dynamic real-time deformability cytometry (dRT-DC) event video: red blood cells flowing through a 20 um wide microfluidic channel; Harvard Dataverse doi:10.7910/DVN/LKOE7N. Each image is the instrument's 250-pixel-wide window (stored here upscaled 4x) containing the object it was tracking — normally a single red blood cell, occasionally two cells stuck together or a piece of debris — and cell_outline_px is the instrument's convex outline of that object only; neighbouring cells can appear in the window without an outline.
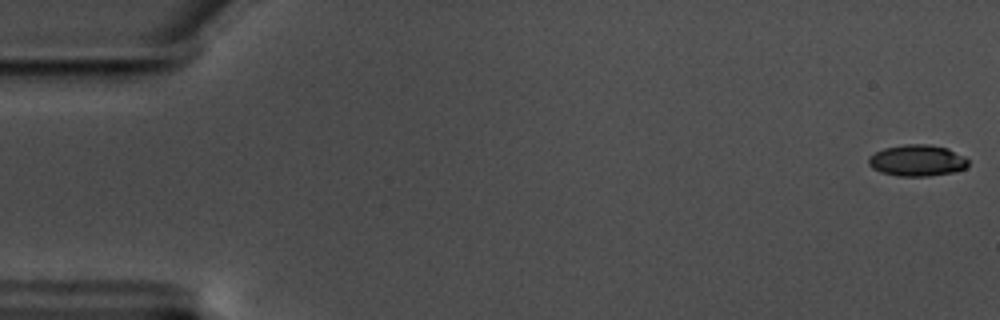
{"species": "common noctule bat (a hibernating species)", "species_latin": "Nyctalus noctula", "temperature_condition": "warm", "stored_images_in_passage": 59, "camera_frame_rate_fps": 3000, "um_per_image_px": 0.085, "animal": {"sex": "male", "body_mass_g": 17.5, "forearm_length_mm": 52.3}, "frame": {"image": 1, "passage_image": 1, "time_ms": 0.0, "image_size_px": [1000, 320], "cell_outline_px": [[968, 164], [964, 168], [952, 172], [928, 176], [896, 176], [880, 172], [872, 168], [868, 164], [868, 156], [884, 148], [904, 144], [928, 144], [948, 148], [964, 156], [968, 160]], "centroid_in_image_um": [77.93, 13.64], "position_along_channel_um": 7.1, "area_um2": 18.26}}
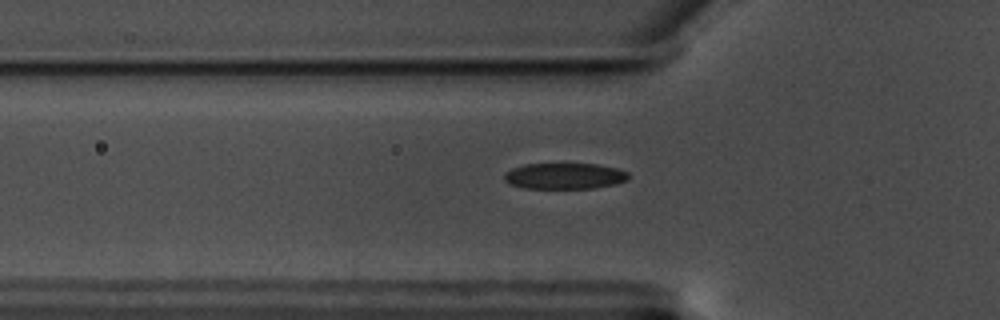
{"frame": {"image": 2, "passage_image": 20, "time_ms": 6.333, "image_size_px": [1000, 320], "cell_outline_px": [[628, 180], [616, 184], [596, 188], [524, 188], [508, 184], [504, 180], [504, 172], [512, 168], [524, 164], [596, 164], [616, 168], [628, 172]], "centroid_in_image_um": [47.96, 14.96], "position_along_channel_um": 77.8, "area_um2": 18.96}}
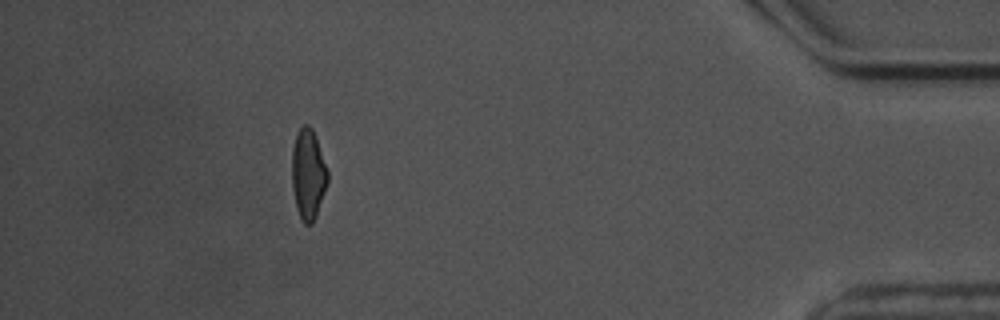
{"frame": {"image": 3, "passage_image": 53, "time_ms": 17.333, "image_size_px": [1000, 320], "cell_outline_px": [[328, 180], [316, 216], [312, 224], [304, 224], [300, 220], [296, 208], [292, 188], [292, 148], [296, 132], [304, 124], [308, 124], [312, 128], [316, 136], [328, 172]], "centroid_in_image_um": [26.17, 14.8], "position_along_channel_um": 409.0, "area_um2": 18.96}, "authors_computed_cell_mechanics": {"area_um2": 19.0162, "velocity_mm_per_s": 3.5248, "shape_relaxation_time_tau1_ms": 3.1385, "shape_relaxation_time_tau2_ms": 2.022, "deformation_change_tau1": 0.1453, "deformation_change_tau2": 0.0928}}